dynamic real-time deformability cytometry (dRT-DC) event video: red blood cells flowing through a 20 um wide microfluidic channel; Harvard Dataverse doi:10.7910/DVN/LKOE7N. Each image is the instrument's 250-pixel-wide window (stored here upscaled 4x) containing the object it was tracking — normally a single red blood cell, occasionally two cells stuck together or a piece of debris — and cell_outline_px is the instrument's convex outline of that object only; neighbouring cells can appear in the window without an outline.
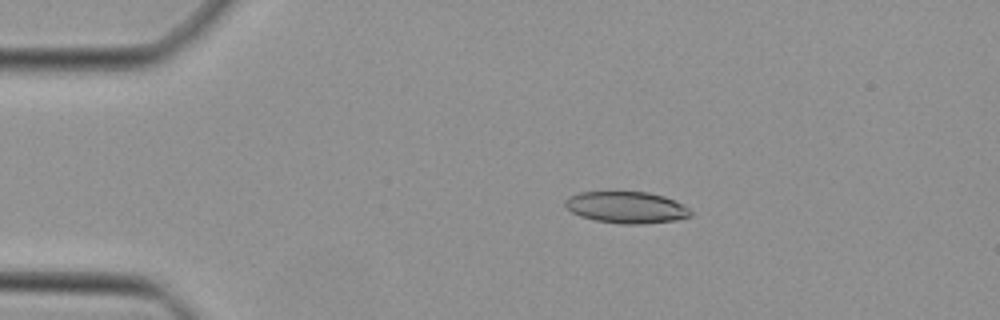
{"species": "Egyptian fruit bat (a non-hibernating species)", "species_latin": "Rousettus aegyptiacus", "temperature_condition": "cold", "stored_images_in_passage": 47, "camera_frame_rate_fps": 3000, "um_per_image_px": 0.085, "animal": {"sex": "female"}, "frame": {"image": 1, "passage_image": 9, "time_ms": 2.667, "image_size_px": [1000, 320], "cell_outline_px": [[692, 216], [676, 220], [640, 224], [620, 224], [596, 220], [580, 216], [572, 212], [564, 204], [564, 200], [568, 196], [580, 192], [648, 192], [664, 196], [688, 208], [692, 212]], "centroid_in_image_um": [53.23, 17.63], "position_along_channel_um": 31.8, "area_um2": 23.0}}
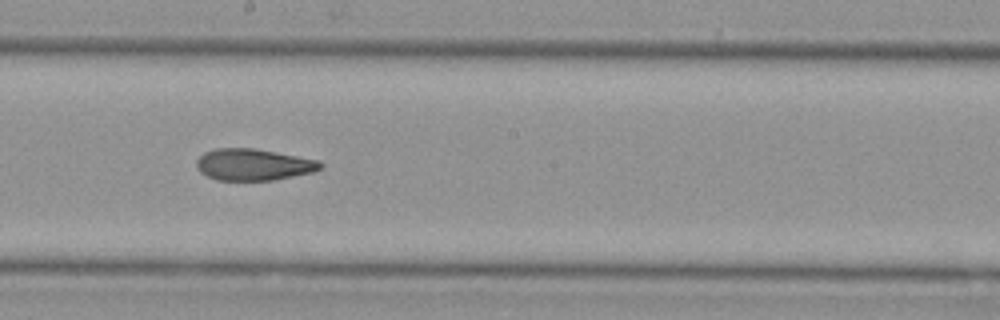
{"frame": {"image": 2, "passage_image": 26, "time_ms": 8.333, "image_size_px": [1000, 320], "cell_outline_px": [[324, 164], [320, 168], [312, 172], [272, 180], [216, 180], [200, 172], [196, 168], [196, 160], [204, 152], [216, 148], [252, 148], [320, 160]], "centroid_in_image_um": [21.51, 13.99], "position_along_channel_um": 226.7, "area_um2": 22.72}}
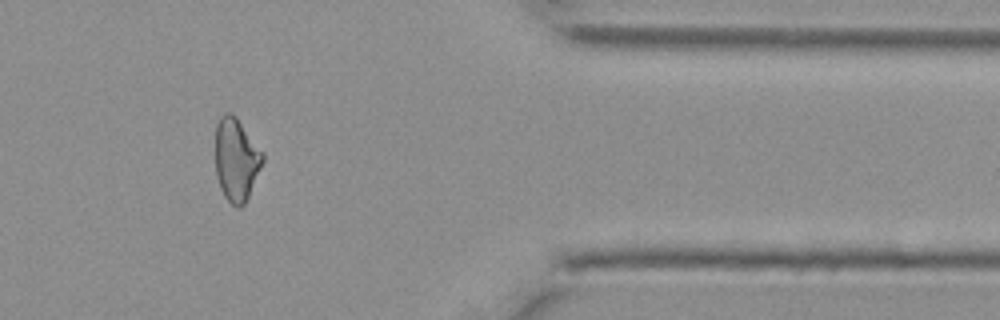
{"frame": {"image": 3, "passage_image": 39, "time_ms": 12.667, "image_size_px": [1000, 320], "cell_outline_px": [[264, 160], [248, 196], [244, 204], [240, 208], [232, 204], [224, 196], [220, 188], [216, 176], [216, 124], [220, 116], [224, 112], [232, 112], [236, 116], [264, 152]], "centroid_in_image_um": [20.08, 13.52], "position_along_channel_um": 391.3, "area_um2": 22.95}}